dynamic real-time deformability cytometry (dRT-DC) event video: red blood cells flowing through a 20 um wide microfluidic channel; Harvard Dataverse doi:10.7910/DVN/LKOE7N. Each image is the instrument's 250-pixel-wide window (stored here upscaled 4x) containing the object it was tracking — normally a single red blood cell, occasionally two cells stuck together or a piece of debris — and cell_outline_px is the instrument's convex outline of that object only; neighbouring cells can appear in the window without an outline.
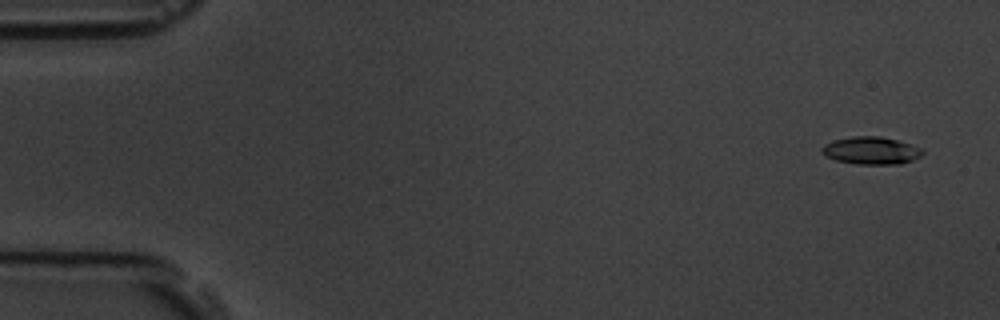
{"species": "common noctule bat (a hibernating species)", "species_latin": "Nyctalus noctula", "temperature_condition": "room temperature", "stored_images_in_passage": 5, "camera_frame_rate_fps": 3000, "um_per_image_px": 0.085, "animal": {"sex": "male", "body_mass_g": 19.5, "forearm_length_mm": 54.6}, "frame": {"image": 1, "passage_image": 1, "time_ms": 0.0, "image_size_px": [1000, 320], "cell_outline_px": [[924, 152], [920, 156], [912, 160], [900, 164], [856, 164], [836, 160], [824, 156], [820, 152], [820, 148], [824, 144], [832, 140], [852, 136], [880, 136], [896, 140], [920, 148]], "centroid_in_image_um": [73.97, 12.8], "position_along_channel_um": 11.0, "area_um2": 16.18}}
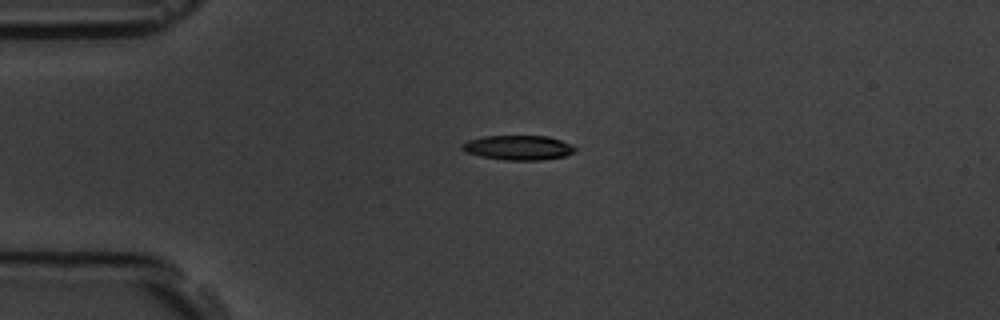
{"frame": {"image": 2, "passage_image": 4, "time_ms": 1.0, "image_size_px": [1000, 320], "cell_outline_px": [[576, 152], [564, 156], [540, 160], [504, 160], [480, 156], [464, 152], [460, 148], [460, 144], [468, 140], [484, 136], [548, 136], [572, 144], [576, 148]], "centroid_in_image_um": [44.03, 12.55], "position_along_channel_um": 41.0, "area_um2": 16.36}}